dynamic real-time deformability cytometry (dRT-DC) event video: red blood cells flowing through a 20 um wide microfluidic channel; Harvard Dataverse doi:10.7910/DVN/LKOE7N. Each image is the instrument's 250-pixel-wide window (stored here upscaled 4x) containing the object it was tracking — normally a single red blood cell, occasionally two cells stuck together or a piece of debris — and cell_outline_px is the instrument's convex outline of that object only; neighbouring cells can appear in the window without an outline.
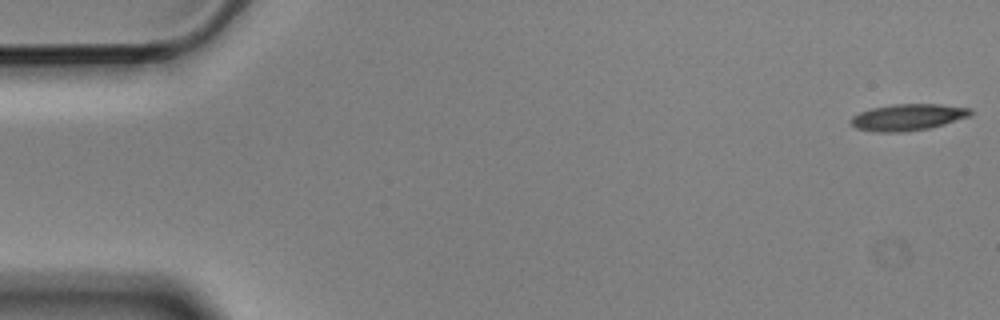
{"species": "Egyptian fruit bat (a non-hibernating species)", "species_latin": "Rousettus aegyptiacus", "temperature_condition": "cold", "stored_images_in_passage": 6, "camera_frame_rate_fps": 3000, "um_per_image_px": 0.085, "animal": {"sex": "male"}, "frame": {"image": 1, "passage_image": 1, "time_ms": 0.0, "image_size_px": [1000, 320], "cell_outline_px": [[972, 116], [944, 124], [928, 128], [904, 132], [872, 132], [856, 128], [848, 120], [852, 116], [860, 112], [872, 108], [896, 104], [940, 104], [972, 108]], "centroid_in_image_um": [77.17, 9.96], "position_along_channel_um": 7.8, "area_um2": 18.61}}